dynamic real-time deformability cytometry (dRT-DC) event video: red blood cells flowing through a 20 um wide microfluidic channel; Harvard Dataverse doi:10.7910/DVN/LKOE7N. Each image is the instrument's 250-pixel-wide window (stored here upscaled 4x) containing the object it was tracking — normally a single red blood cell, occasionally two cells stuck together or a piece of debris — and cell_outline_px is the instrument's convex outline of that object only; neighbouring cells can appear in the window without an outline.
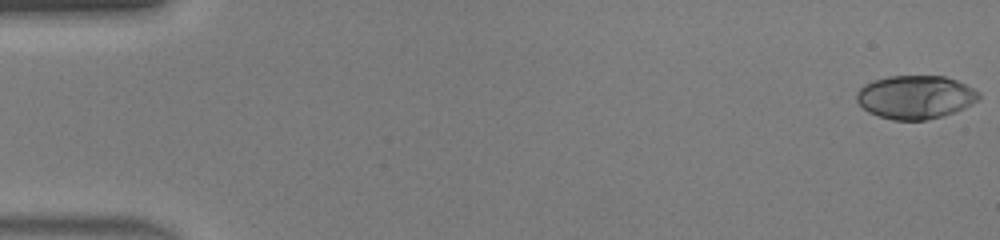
{"species": "human", "species_latin": "Homo sapiens", "temperature_condition": "warm", "stored_images_in_passage": 46, "camera_frame_rate_fps": 3000, "um_per_image_px": 0.085, "donor": {"sex": "male"}, "frame": {"image": 1, "passage_image": 1, "time_ms": 0.0, "image_size_px": [1000, 240], "cell_outline_px": [[980, 100], [964, 108], [940, 116], [924, 120], [892, 120], [868, 112], [856, 100], [856, 92], [864, 84], [888, 76], [944, 76], [956, 80], [980, 92]], "centroid_in_image_um": [77.81, 8.25], "position_along_channel_um": 7.2, "area_um2": 30.75}}
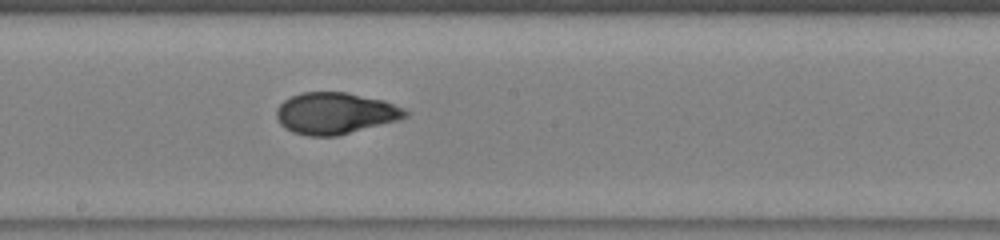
{"frame": {"image": 2, "passage_image": 26, "time_ms": 8.333, "image_size_px": [1000, 240], "cell_outline_px": [[408, 116], [400, 120], [336, 136], [308, 136], [292, 132], [284, 128], [280, 124], [276, 116], [276, 108], [284, 100], [300, 92], [348, 92], [384, 100], [404, 108], [408, 112]], "centroid_in_image_um": [28.49, 9.63], "position_along_channel_um": 219.7, "area_um2": 31.44}}
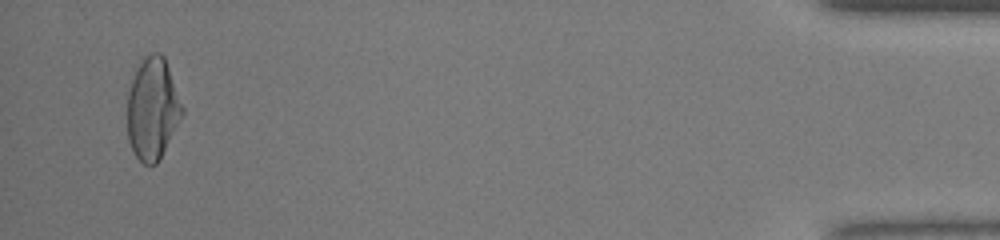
{"frame": {"image": 3, "passage_image": 45, "time_ms": 14.667, "image_size_px": [1000, 240], "cell_outline_px": [[184, 112], [160, 160], [156, 164], [144, 164], [132, 152], [128, 140], [128, 92], [132, 80], [144, 56], [152, 52], [160, 52], [164, 56], [184, 108]], "centroid_in_image_um": [12.98, 9.26], "position_along_channel_um": 422.2, "area_um2": 32.48}, "authors_computed_cell_mechanics": {"area_um2": 31.1542, "velocity_mm_per_s": 4.4893, "shape_relaxation_time_tau1_ms": 6.7137, "shape_relaxation_time_tau2_ms": 0.779, "deformation_change_tau1": 0.2938, "deformation_change_tau2": 0.045}}